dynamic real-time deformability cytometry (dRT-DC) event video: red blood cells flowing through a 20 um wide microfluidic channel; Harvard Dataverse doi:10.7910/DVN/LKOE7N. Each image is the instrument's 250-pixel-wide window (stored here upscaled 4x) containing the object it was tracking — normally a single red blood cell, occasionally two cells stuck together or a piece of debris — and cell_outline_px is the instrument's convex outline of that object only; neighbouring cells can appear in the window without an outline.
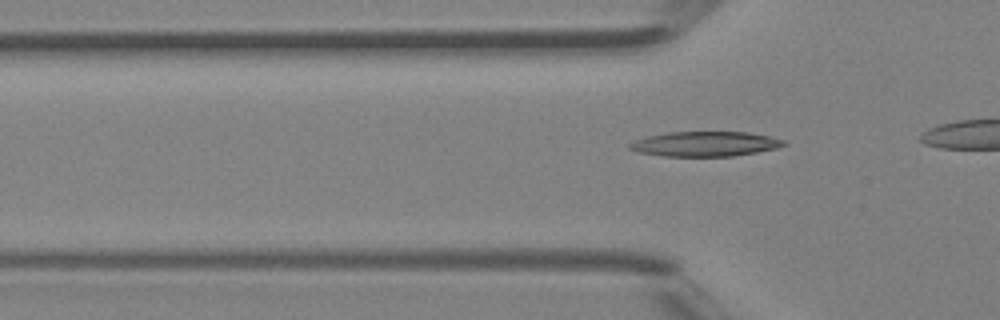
{"species": "Egyptian fruit bat (a non-hibernating species)", "species_latin": "Rousettus aegyptiacus", "temperature_condition": "room temperature", "stored_images_in_passage": 6, "segment_of_instrument_passage": [2, 2], "camera_frame_rate_fps": 3000, "um_per_image_px": 0.085, "animal": {"sex": "female"}, "frame": {"image": 1, "passage_image": 6, "time_ms": 1.667, "image_size_px": [1000, 320], "cell_outline_px": [[788, 144], [776, 148], [756, 152], [732, 156], [660, 156], [640, 152], [628, 148], [628, 144], [636, 140], [648, 136], [668, 132], [748, 132], [768, 136], [784, 140]], "centroid_in_image_um": [59.93, 12.23], "position_along_channel_um": 65.9, "area_um2": 22.2}}